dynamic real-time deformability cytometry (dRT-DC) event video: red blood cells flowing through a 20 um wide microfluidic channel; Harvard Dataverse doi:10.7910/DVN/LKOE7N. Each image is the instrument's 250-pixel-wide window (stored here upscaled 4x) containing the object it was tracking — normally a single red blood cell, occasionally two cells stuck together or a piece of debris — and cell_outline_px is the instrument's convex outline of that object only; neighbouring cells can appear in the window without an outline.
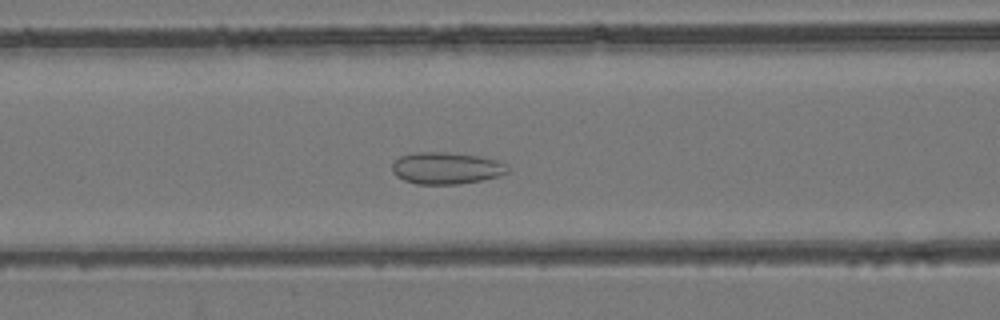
{"species": "common noctule bat (a hibernating species)", "species_latin": "Nyctalus noctula", "temperature_condition": "room temperature", "stored_images_in_passage": 55, "segment_of_instrument_passage": [1, 2], "camera_frame_rate_fps": 3000, "um_per_image_px": 0.085, "animal": {"sex": "female", "body_mass_g": 24.6, "forearm_length_mm": 56.2}, "frame": {"image": 1, "passage_image": 22, "time_ms": 7.0, "image_size_px": [1000, 320], "cell_outline_px": [[508, 172], [500, 176], [460, 184], [416, 184], [404, 180], [396, 176], [392, 172], [392, 164], [400, 156], [416, 152], [448, 152], [476, 156], [496, 160], [508, 164]], "centroid_in_image_um": [37.93, 14.29], "position_along_channel_um": 128.7, "area_um2": 21.44}}
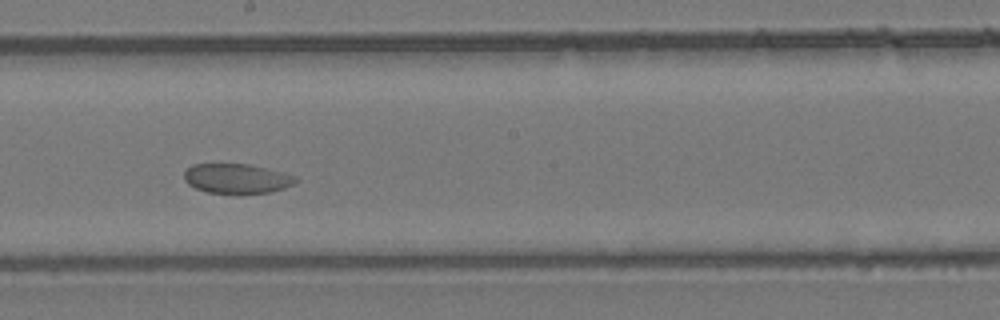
{"frame": {"image": 2, "passage_image": 30, "time_ms": 9.667, "image_size_px": [1000, 320], "cell_outline_px": [[300, 180], [284, 188], [268, 192], [240, 196], [236, 196], [208, 192], [196, 188], [188, 184], [184, 180], [184, 172], [192, 164], [248, 164], [284, 172], [296, 176]], "centroid_in_image_um": [20.14, 15.21], "position_along_channel_um": 228.1, "area_um2": 19.88}}
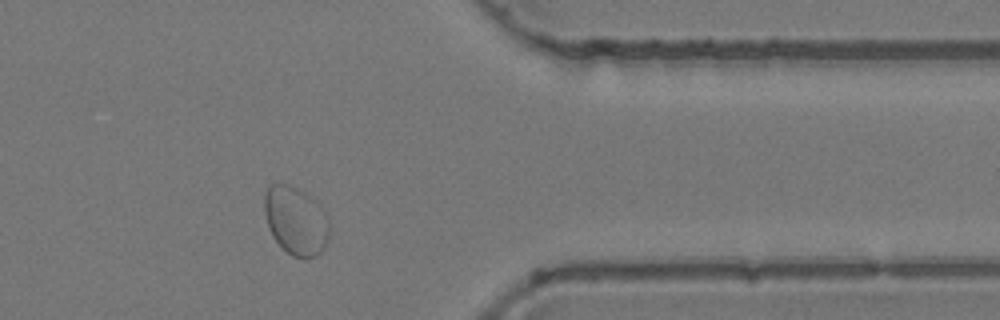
{"frame": {"image": 3, "passage_image": 44, "time_ms": 14.333, "image_size_px": [1000, 320], "cell_outline_px": [[328, 240], [324, 248], [316, 256], [292, 256], [272, 236], [268, 228], [264, 212], [264, 192], [272, 184], [288, 184], [304, 192], [320, 204], [324, 208], [328, 216]], "centroid_in_image_um": [25.14, 18.72], "position_along_channel_um": 386.3, "area_um2": 25.78}}